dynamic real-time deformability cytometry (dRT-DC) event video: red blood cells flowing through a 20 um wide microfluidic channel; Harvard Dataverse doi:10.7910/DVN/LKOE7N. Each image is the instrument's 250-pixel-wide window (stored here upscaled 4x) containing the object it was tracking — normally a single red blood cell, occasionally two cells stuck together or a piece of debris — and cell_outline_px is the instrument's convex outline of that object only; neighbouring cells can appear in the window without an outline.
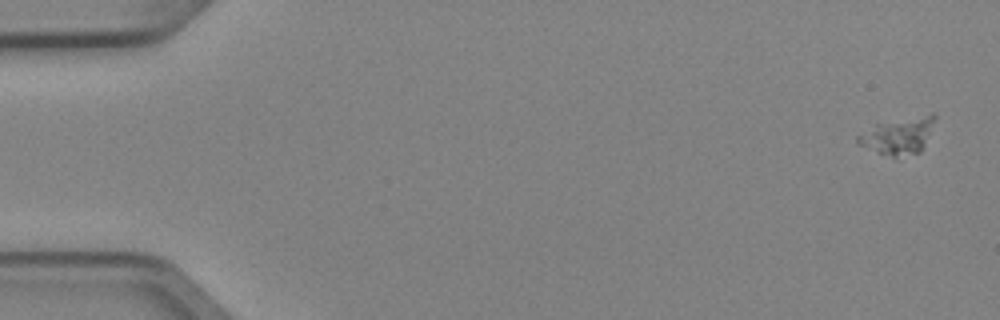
{"species": "Egyptian fruit bat (a non-hibernating species)", "species_latin": "Rousettus aegyptiacus", "temperature_condition": "cold", "stored_images_in_passage": 4, "camera_frame_rate_fps": 3000, "um_per_image_px": 0.085, "animal": {"sex": "female"}, "frame": {"image": 1, "passage_image": 1, "time_ms": 0.0, "image_size_px": [1000, 320], "cell_outline_px": [[936, 116], [924, 144], [920, 152], [896, 156], [892, 156], [880, 152], [860, 144], [856, 140], [856, 136], [876, 124], [932, 112]], "centroid_in_image_um": [76.38, 11.49], "position_along_channel_um": 8.6, "area_um2": 15.78}}
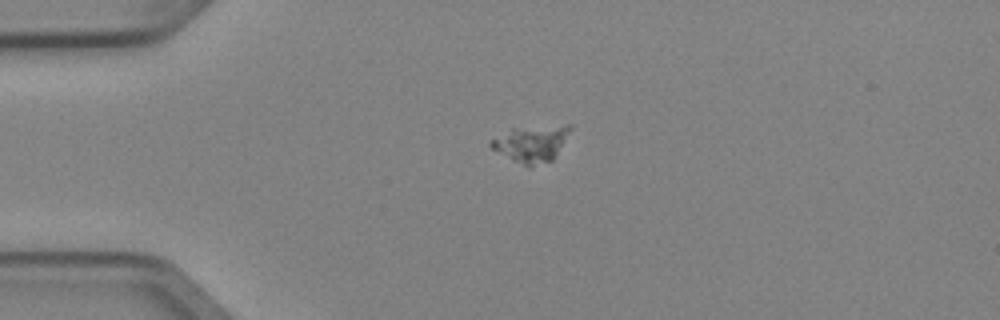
{"frame": {"image": 2, "passage_image": 4, "time_ms": 1.0, "image_size_px": [1000, 320], "cell_outline_px": [[572, 128], [556, 156], [552, 160], [532, 168], [528, 168], [512, 160], [492, 148], [488, 144], [492, 140], [512, 128], [568, 124], [572, 124]], "centroid_in_image_um": [45.21, 12.22], "position_along_channel_um": 39.8, "area_um2": 16.94}}